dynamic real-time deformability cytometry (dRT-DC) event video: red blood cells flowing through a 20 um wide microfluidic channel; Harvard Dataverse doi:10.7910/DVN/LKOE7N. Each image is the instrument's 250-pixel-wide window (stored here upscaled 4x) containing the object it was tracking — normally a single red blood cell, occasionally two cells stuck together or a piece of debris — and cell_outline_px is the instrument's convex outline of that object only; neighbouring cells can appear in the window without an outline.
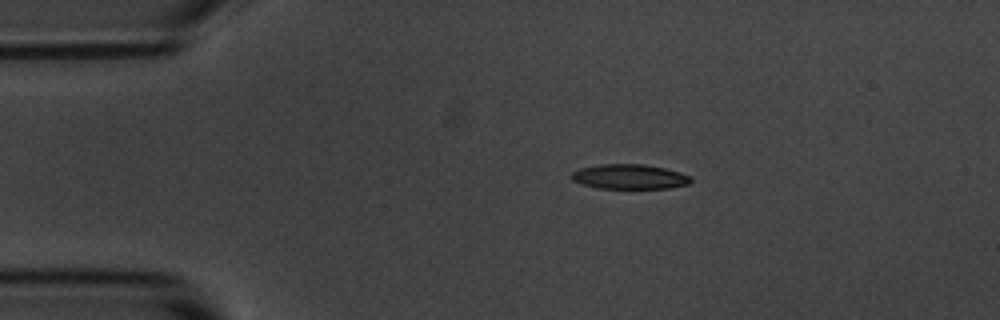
{"species": "common noctule bat (a hibernating species)", "species_latin": "Nyctalus noctula", "temperature_condition": "room temperature", "stored_images_in_passage": 4, "camera_frame_rate_fps": 3000, "um_per_image_px": 0.085, "animal": {"sex": "male", "body_mass_g": 20.1, "forearm_length_mm": 53.5}, "frame": {"image": 1, "passage_image": 1, "time_ms": 0.0, "image_size_px": [1000, 320], "cell_outline_px": [[692, 180], [688, 184], [668, 188], [596, 188], [572, 180], [568, 176], [572, 172], [580, 168], [600, 164], [644, 164], [664, 168], [680, 172], [692, 176]], "centroid_in_image_um": [53.5, 15.01], "position_along_channel_um": 31.5, "area_um2": 17.28}}
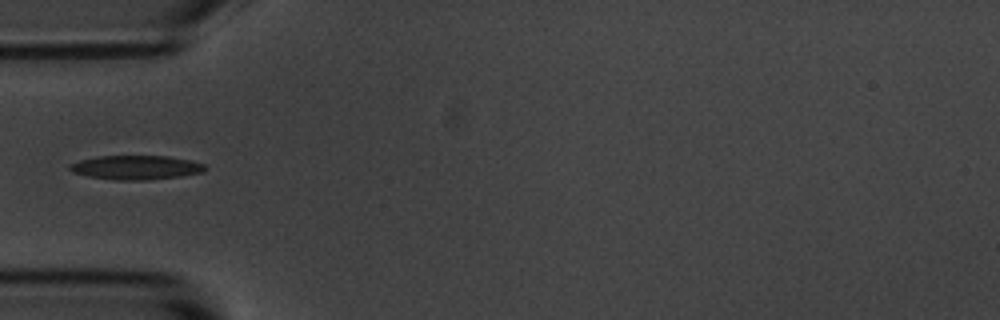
{"frame": {"image": 2, "passage_image": 3, "time_ms": 0.667, "image_size_px": [1000, 320], "cell_outline_px": [[204, 172], [180, 176], [148, 180], [116, 180], [88, 176], [72, 172], [68, 168], [68, 164], [80, 160], [96, 156], [168, 156], [192, 160], [204, 164]], "centroid_in_image_um": [11.53, 14.23], "position_along_channel_um": 73.5, "area_um2": 19.07}}